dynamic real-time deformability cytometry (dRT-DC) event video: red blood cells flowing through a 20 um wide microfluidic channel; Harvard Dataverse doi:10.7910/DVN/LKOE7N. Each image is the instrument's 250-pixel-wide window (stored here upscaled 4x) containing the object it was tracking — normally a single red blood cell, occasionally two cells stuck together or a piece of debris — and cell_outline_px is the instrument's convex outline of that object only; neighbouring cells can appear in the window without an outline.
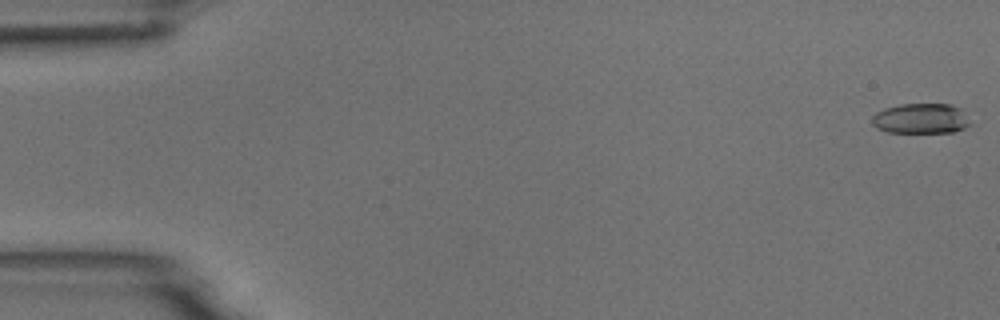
{"species": "common noctule bat (a hibernating species)", "species_latin": "Nyctalus noctula", "temperature_condition": "room temperature", "stored_images_in_passage": 10, "camera_frame_rate_fps": 3000, "um_per_image_px": 0.085, "animal": {"sex": "male", "body_mass_g": 18.8}, "frame": {"image": 1, "passage_image": 1, "time_ms": 0.0, "image_size_px": [1000, 320], "cell_outline_px": [[972, 124], [964, 128], [952, 132], [888, 132], [876, 128], [872, 124], [872, 116], [876, 112], [884, 108], [900, 104], [952, 104], [960, 108]], "centroid_in_image_um": [78.26, 10.07], "position_along_channel_um": 6.7, "area_um2": 17.34}}